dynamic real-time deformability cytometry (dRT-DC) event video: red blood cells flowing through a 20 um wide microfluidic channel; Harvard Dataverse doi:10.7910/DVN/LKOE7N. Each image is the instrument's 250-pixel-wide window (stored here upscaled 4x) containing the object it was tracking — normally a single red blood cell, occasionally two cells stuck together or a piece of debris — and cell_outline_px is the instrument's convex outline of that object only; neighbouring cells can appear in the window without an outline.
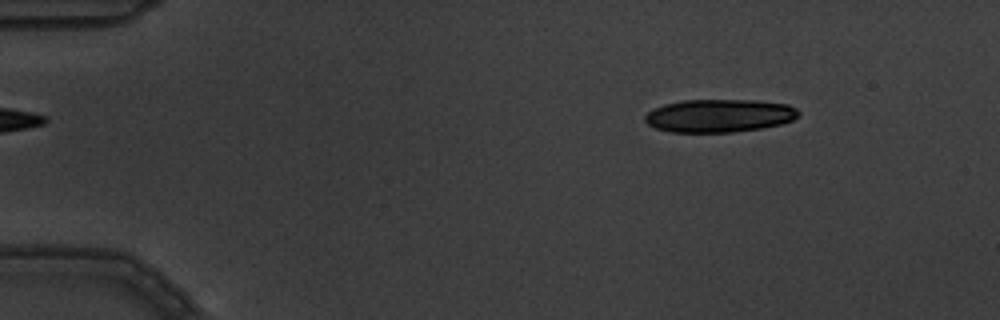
{"species": "common noctule bat (a hibernating species)", "species_latin": "Nyctalus noctula", "temperature_condition": "warm", "stored_images_in_passage": 6, "camera_frame_rate_fps": 3000, "um_per_image_px": 0.085, "animal": {"sex": "male", "body_mass_g": 19.5, "forearm_length_mm": 54.6}, "frame": {"image": 1, "passage_image": 3, "time_ms": 0.667, "image_size_px": [1000, 320], "cell_outline_px": [[800, 112], [792, 120], [780, 124], [760, 128], [732, 132], [672, 132], [656, 128], [648, 124], [644, 120], [644, 116], [648, 112], [664, 104], [684, 100], [756, 100], [788, 104], [796, 108]], "centroid_in_image_um": [61.13, 9.83], "position_along_channel_um": 23.9, "area_um2": 29.42}}